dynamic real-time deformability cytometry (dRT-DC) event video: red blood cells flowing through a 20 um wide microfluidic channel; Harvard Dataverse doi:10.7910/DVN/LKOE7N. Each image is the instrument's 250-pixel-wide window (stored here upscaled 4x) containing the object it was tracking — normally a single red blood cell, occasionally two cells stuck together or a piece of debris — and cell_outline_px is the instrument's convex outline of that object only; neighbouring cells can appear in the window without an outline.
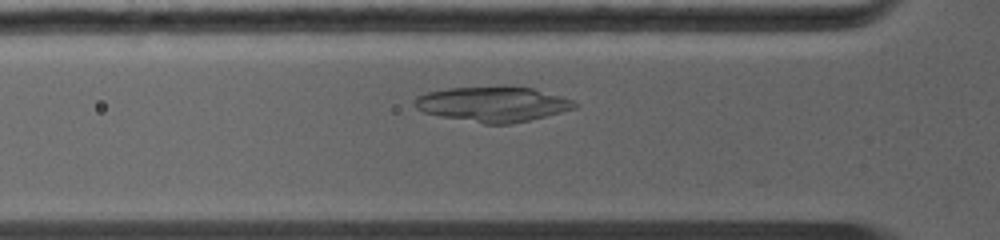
{"species": "common noctule bat (a hibernating species)", "species_latin": "Nyctalus noctula", "temperature_condition": "warm", "stored_images_in_passage": 7, "camera_frame_rate_fps": 5000, "um_per_image_px": 0.085, "animal": {"sex": "female", "body_mass_g": 19.0, "forearm_length_mm": 56.7}, "frame": {"image": 1, "passage_image": 3, "time_ms": 0.4, "image_size_px": [1000, 240], "cell_outline_px": [[580, 104], [576, 108], [528, 120], [508, 124], [484, 124], [440, 116], [424, 112], [416, 108], [412, 104], [412, 100], [416, 96], [428, 92], [448, 88], [500, 84], [508, 84], [532, 88], [560, 96], [572, 100]], "centroid_in_image_um": [41.85, 8.81], "position_along_channel_um": 83.9, "area_um2": 33.41}}